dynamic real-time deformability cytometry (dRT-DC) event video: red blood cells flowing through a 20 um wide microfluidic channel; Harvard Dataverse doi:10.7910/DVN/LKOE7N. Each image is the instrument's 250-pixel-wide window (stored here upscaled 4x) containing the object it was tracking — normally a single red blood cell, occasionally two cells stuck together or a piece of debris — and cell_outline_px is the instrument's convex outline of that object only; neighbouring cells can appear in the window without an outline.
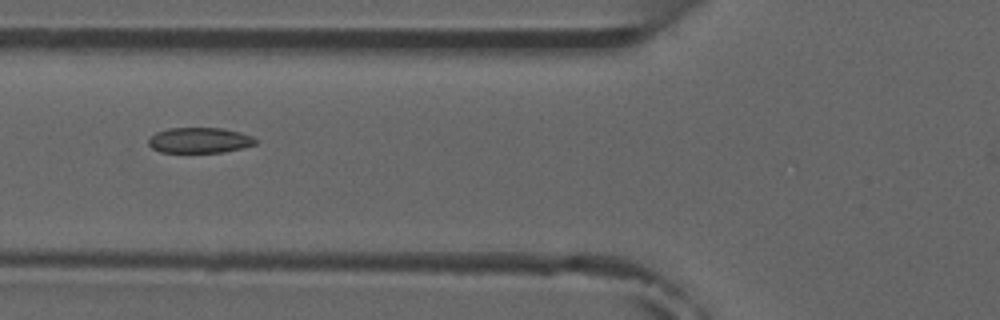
{"species": "common noctule bat (a hibernating species)", "species_latin": "Nyctalus noctula", "temperature_condition": "room temperature", "stored_images_in_passage": 8, "camera_frame_rate_fps": 3000, "um_per_image_px": 0.085, "animal": {"sex": "male", "forearm_length_mm": 52.5}, "frame": {"image": 1, "passage_image": 5, "time_ms": 4.667, "image_size_px": [1000, 320], "cell_outline_px": [[256, 144], [224, 152], [160, 152], [152, 148], [148, 144], [148, 140], [156, 132], [168, 128], [224, 128], [240, 132], [252, 136], [256, 140]], "centroid_in_image_um": [16.95, 11.92], "position_along_channel_um": 108.8, "area_um2": 15.84}}
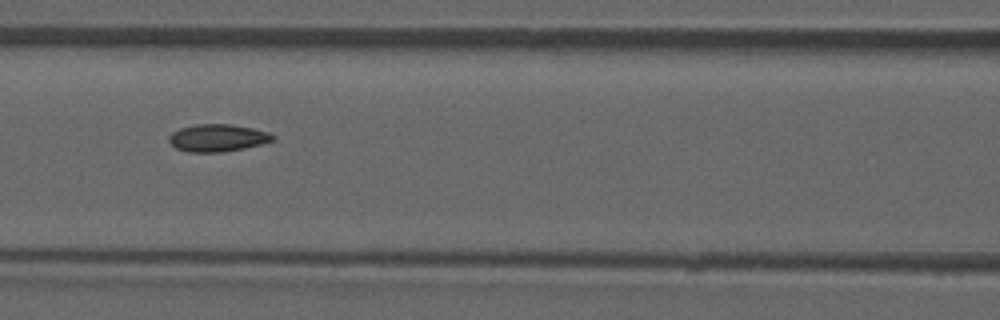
{"frame": {"image": 2, "passage_image": 6, "time_ms": 5.667, "image_size_px": [1000, 320], "cell_outline_px": [[276, 136], [272, 140], [260, 144], [244, 148], [220, 152], [188, 152], [176, 148], [168, 140], [168, 136], [172, 132], [180, 128], [196, 124], [232, 124], [252, 128], [268, 132]], "centroid_in_image_um": [18.47, 11.71], "position_along_channel_um": 148.1, "area_um2": 16.47}}